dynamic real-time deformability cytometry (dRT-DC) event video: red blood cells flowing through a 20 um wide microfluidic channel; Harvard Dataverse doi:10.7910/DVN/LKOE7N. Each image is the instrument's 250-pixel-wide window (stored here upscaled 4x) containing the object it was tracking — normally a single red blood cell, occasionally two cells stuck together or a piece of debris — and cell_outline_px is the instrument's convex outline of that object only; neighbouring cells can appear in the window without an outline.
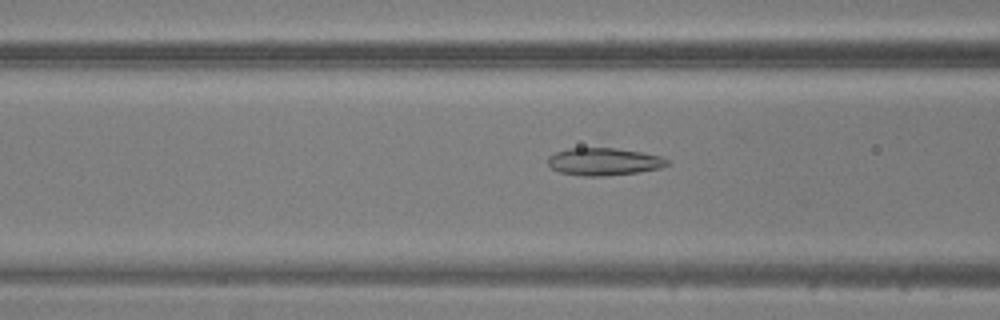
{"species": "common noctule bat (a hibernating species)", "species_latin": "Nyctalus noctula", "temperature_condition": "warm", "stored_images_in_passage": 28, "camera_frame_rate_fps": 3000, "um_per_image_px": 0.085, "animal": {"sex": "male", "body_mass_g": 20.5, "forearm_length_mm": 52.5}, "frame": {"image": 1, "passage_image": 5, "time_ms": 1.333, "image_size_px": [1000, 320], "cell_outline_px": [[668, 164], [660, 168], [636, 172], [600, 176], [580, 176], [560, 172], [552, 168], [548, 164], [548, 156], [556, 152], [568, 148], [616, 148], [640, 152], [660, 156], [668, 160]], "centroid_in_image_um": [51.29, 13.73], "position_along_channel_um": 115.3, "area_um2": 18.9}}
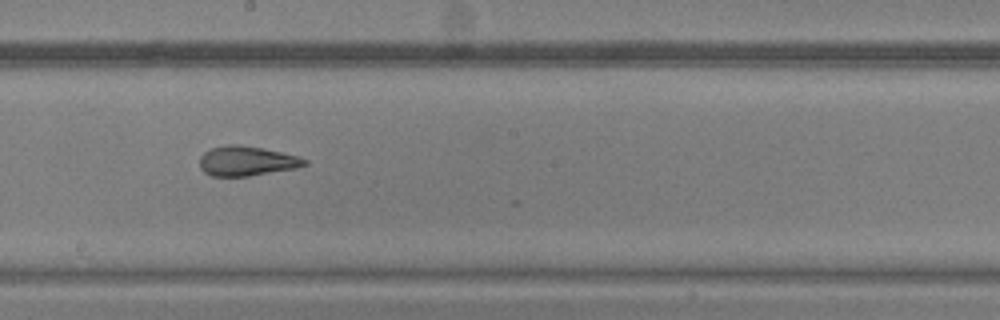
{"frame": {"image": 2, "passage_image": 13, "time_ms": 4.0, "image_size_px": [1000, 320], "cell_outline_px": [[308, 164], [296, 168], [248, 176], [212, 176], [204, 172], [200, 168], [200, 156], [204, 152], [212, 148], [228, 144], [236, 144], [264, 148], [296, 156], [308, 160]], "centroid_in_image_um": [20.95, 13.68], "position_along_channel_um": 227.2, "area_um2": 18.09}}
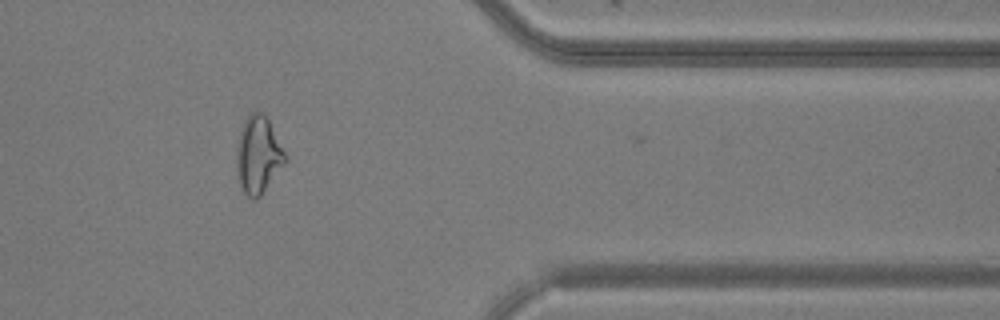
{"frame": {"image": 3, "passage_image": 26, "time_ms": 8.333, "image_size_px": [1000, 320], "cell_outline_px": [[288, 160], [260, 196], [256, 200], [252, 200], [244, 192], [240, 184], [236, 168], [236, 148], [240, 132], [244, 120], [252, 112], [264, 112]], "centroid_in_image_um": [21.93, 13.19], "position_along_channel_um": 389.5, "area_um2": 21.68}}